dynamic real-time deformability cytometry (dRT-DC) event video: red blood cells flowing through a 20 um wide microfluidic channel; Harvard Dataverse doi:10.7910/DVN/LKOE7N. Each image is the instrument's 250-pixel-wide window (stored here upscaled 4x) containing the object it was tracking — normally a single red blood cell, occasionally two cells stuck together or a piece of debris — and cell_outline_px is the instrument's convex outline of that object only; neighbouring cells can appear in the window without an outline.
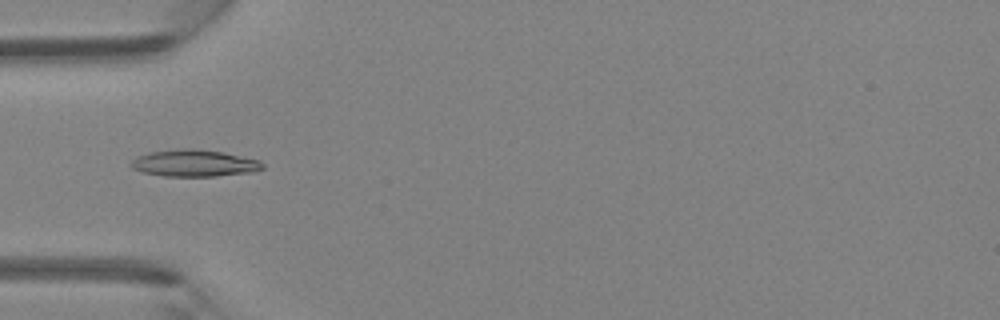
{"species": "Egyptian fruit bat (a non-hibernating species)", "species_latin": "Rousettus aegyptiacus", "temperature_condition": "room temperature", "stored_images_in_passage": 33, "camera_frame_rate_fps": 3000, "um_per_image_px": 0.085, "animal": {"sex": "female"}, "frame": {"image": 1, "passage_image": 2, "time_ms": 0.333, "image_size_px": [1000, 320], "cell_outline_px": [[264, 168], [252, 172], [216, 176], [164, 176], [144, 172], [132, 168], [128, 164], [136, 156], [148, 152], [188, 148], [192, 148], [224, 152], [260, 160], [264, 164]], "centroid_in_image_um": [16.51, 13.86], "position_along_channel_um": 68.5, "area_um2": 20.63}}
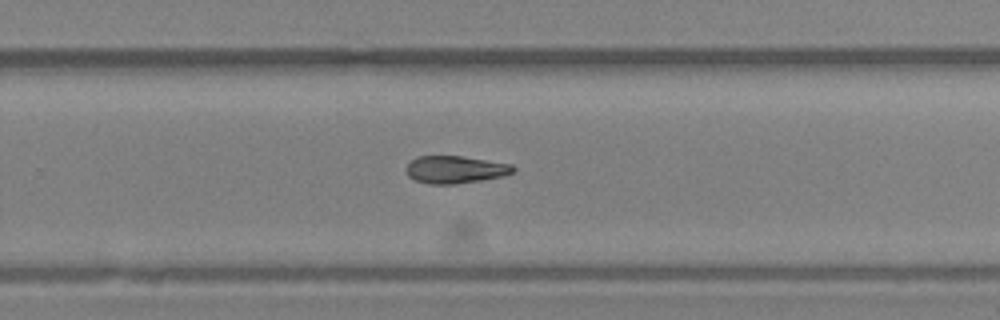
{"frame": {"image": 2, "passage_image": 17, "time_ms": 5.333, "image_size_px": [1000, 320], "cell_outline_px": [[516, 168], [512, 172], [504, 176], [480, 180], [452, 184], [428, 184], [416, 180], [408, 176], [404, 168], [416, 156], [460, 156], [512, 164]], "centroid_in_image_um": [38.67, 14.41], "position_along_channel_um": 291.1, "area_um2": 17.05}}
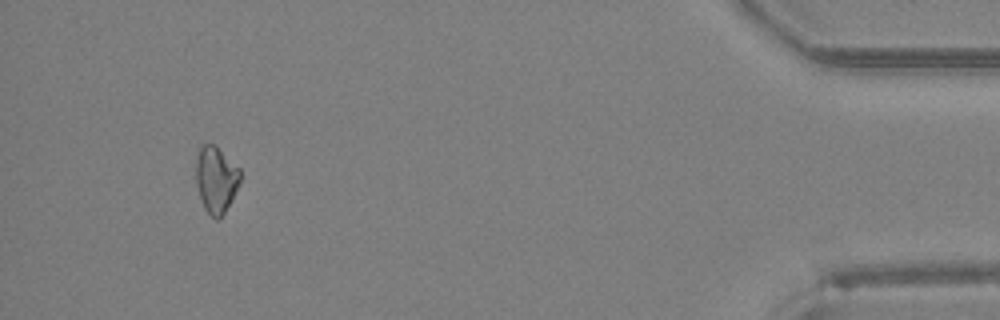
{"frame": {"image": 3, "passage_image": 30, "time_ms": 9.667, "image_size_px": [1000, 320], "cell_outline_px": [[240, 180], [224, 212], [216, 220], [204, 208], [200, 200], [196, 184], [196, 156], [200, 144], [216, 144], [240, 168]], "centroid_in_image_um": [18.33, 15.18], "position_along_channel_um": 416.9, "area_um2": 17.11}}